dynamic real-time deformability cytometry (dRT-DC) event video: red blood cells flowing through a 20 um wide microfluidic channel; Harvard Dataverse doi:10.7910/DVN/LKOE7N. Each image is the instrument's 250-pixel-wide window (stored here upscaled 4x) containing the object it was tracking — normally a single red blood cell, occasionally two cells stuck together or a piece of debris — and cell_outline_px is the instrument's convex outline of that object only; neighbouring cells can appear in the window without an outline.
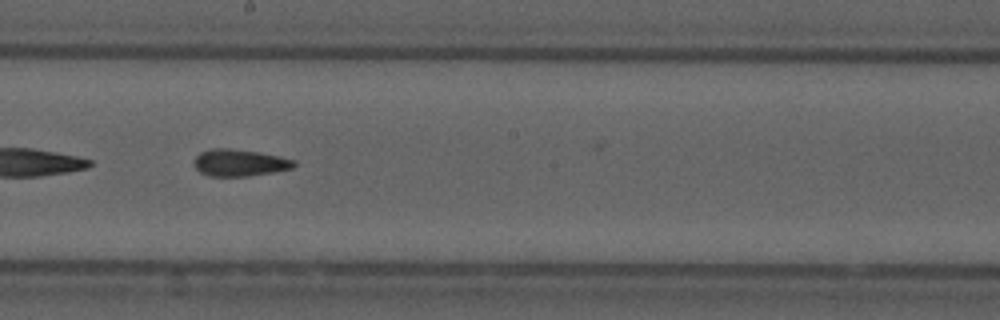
{"species": "common noctule bat (a hibernating species)", "species_latin": "Nyctalus noctula", "temperature_condition": "cold", "stored_images_in_passage": 29, "camera_frame_rate_fps": 3000, "um_per_image_px": 0.085, "animal": {"sex": "male", "forearm_length_mm": 52.5}, "frame": {"image": 1, "passage_image": 17, "time_ms": 5.333, "image_size_px": [1000, 320], "cell_outline_px": [[296, 164], [292, 168], [272, 172], [248, 176], [208, 176], [200, 172], [192, 164], [196, 156], [200, 152], [212, 148], [228, 148], [256, 152], [296, 160]], "centroid_in_image_um": [20.31, 13.84], "position_along_channel_um": 227.9, "area_um2": 15.55}}
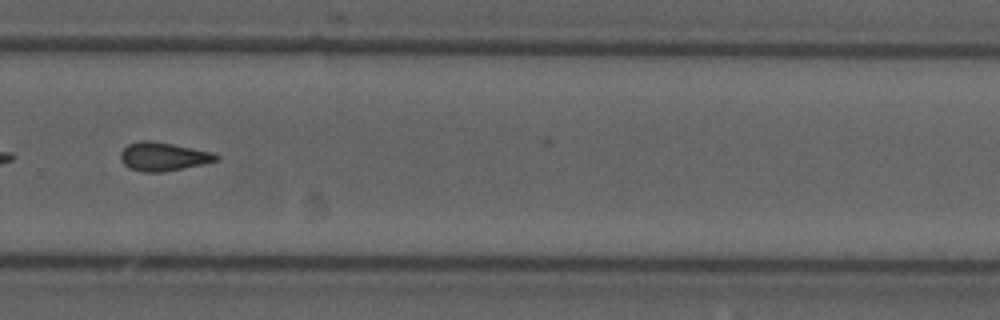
{"frame": {"image": 2, "passage_image": 24, "time_ms": 7.667, "image_size_px": [1000, 320], "cell_outline_px": [[220, 160], [204, 164], [164, 172], [140, 172], [128, 168], [120, 160], [120, 152], [128, 144], [140, 140], [152, 140], [212, 152], [220, 156]], "centroid_in_image_um": [13.86, 13.31], "position_along_channel_um": 315.9, "area_um2": 16.13}}